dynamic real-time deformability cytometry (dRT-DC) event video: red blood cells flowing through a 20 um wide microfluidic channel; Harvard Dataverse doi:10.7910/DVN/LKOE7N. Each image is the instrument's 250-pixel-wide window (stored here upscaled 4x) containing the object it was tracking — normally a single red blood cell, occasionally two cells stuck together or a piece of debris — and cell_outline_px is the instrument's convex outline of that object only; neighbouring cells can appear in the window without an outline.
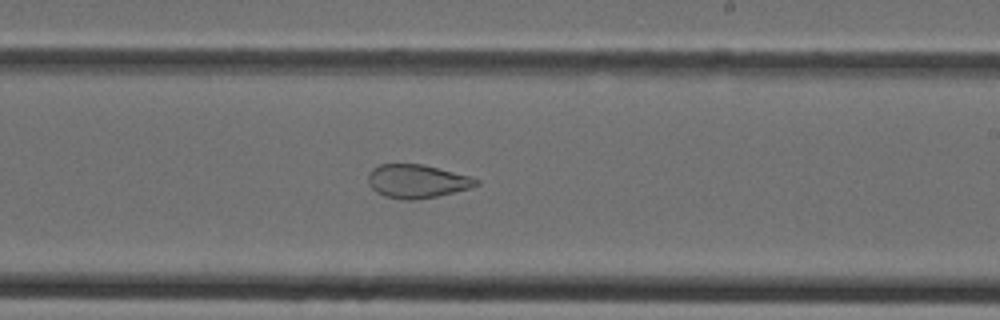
{"species": "Egyptian fruit bat (a non-hibernating species)", "species_latin": "Rousettus aegyptiacus", "temperature_condition": "cold", "stored_images_in_passage": 39, "camera_frame_rate_fps": 3000, "um_per_image_px": 0.085, "animal": {"sex": "female"}, "frame": {"image": 1, "passage_image": 23, "time_ms": 7.333, "image_size_px": [1000, 320], "cell_outline_px": [[480, 184], [472, 188], [436, 196], [416, 200], [404, 200], [384, 196], [376, 192], [368, 184], [368, 172], [372, 168], [380, 164], [424, 164], [468, 176], [480, 180]], "centroid_in_image_um": [35.43, 15.41], "position_along_channel_um": 253.6, "area_um2": 21.21}}